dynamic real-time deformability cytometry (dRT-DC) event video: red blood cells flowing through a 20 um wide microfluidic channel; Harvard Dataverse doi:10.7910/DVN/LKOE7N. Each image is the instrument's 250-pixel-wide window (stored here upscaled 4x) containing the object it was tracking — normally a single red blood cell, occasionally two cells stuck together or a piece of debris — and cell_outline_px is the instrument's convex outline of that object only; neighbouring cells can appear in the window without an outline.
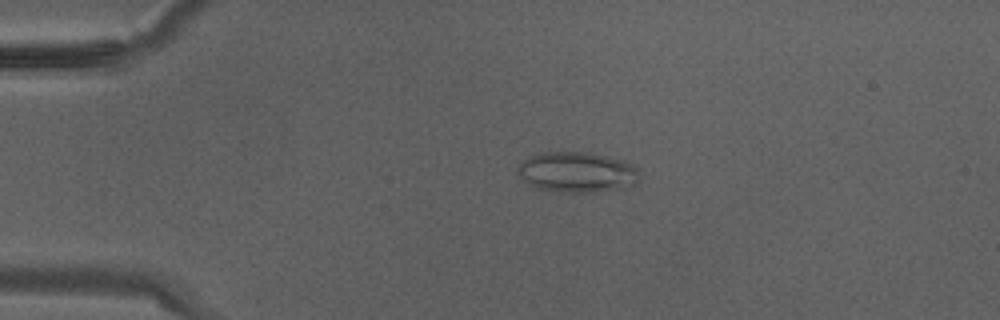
{"species": "Egyptian fruit bat (a non-hibernating species)", "species_latin": "Rousettus aegyptiacus", "temperature_condition": "warm", "stored_images_in_passage": 33, "camera_frame_rate_fps": 3000, "um_per_image_px": 0.085, "animal": {"sex": "male"}, "frame": {"image": 1, "passage_image": 6, "time_ms": 1.667, "image_size_px": [1000, 320], "cell_outline_px": [[636, 184], [628, 188], [596, 192], [556, 192], [536, 188], [528, 184], [516, 172], [516, 168], [528, 156], [540, 152], [588, 152], [608, 156], [624, 160], [632, 164], [636, 168]], "centroid_in_image_um": [49.02, 14.64], "position_along_channel_um": 36.0, "area_um2": 29.02}}
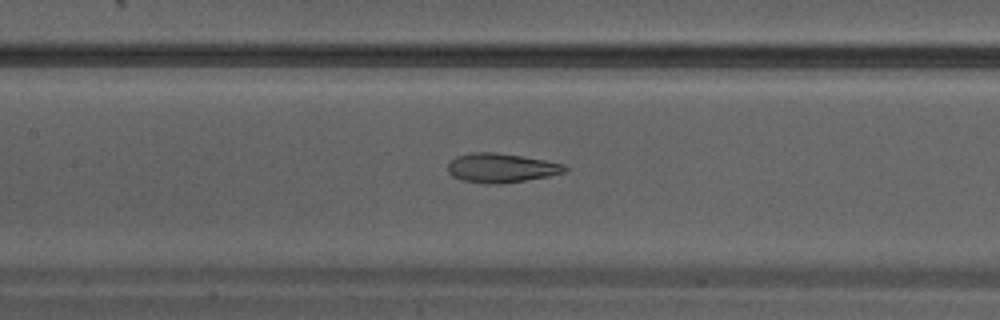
{"frame": {"image": 2, "passage_image": 15, "time_ms": 4.667, "image_size_px": [1000, 320], "cell_outline_px": [[568, 168], [564, 172], [548, 176], [524, 180], [496, 184], [488, 184], [464, 180], [452, 176], [448, 172], [448, 164], [456, 156], [472, 152], [496, 152], [544, 160], [564, 164]], "centroid_in_image_um": [42.58, 14.26], "position_along_channel_um": 164.8, "area_um2": 19.65}}
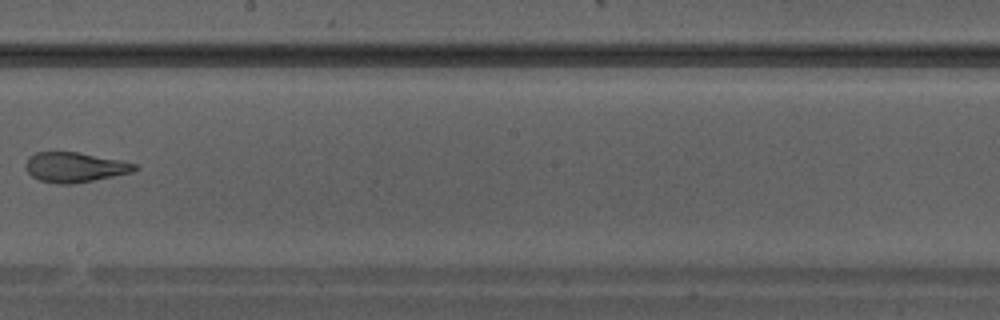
{"frame": {"image": 3, "passage_image": 19, "time_ms": 6.0, "image_size_px": [1000, 320], "cell_outline_px": [[140, 168], [132, 172], [92, 180], [68, 184], [60, 184], [40, 180], [32, 176], [28, 172], [24, 164], [28, 156], [36, 152], [76, 152], [120, 160], [136, 164]], "centroid_in_image_um": [6.33, 14.2], "position_along_channel_um": 241.9, "area_um2": 18.79}}